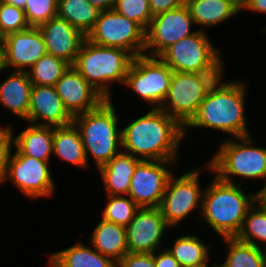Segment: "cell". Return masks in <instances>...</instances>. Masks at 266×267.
<instances>
[{"instance_id":"1","label":"cell","mask_w":266,"mask_h":267,"mask_svg":"<svg viewBox=\"0 0 266 267\" xmlns=\"http://www.w3.org/2000/svg\"><path fill=\"white\" fill-rule=\"evenodd\" d=\"M225 78L220 77L209 88L196 115L184 127V138L195 128L227 133L230 136L226 138L252 135L246 119L248 115L245 106L249 86L245 79Z\"/></svg>"},{"instance_id":"2","label":"cell","mask_w":266,"mask_h":267,"mask_svg":"<svg viewBox=\"0 0 266 267\" xmlns=\"http://www.w3.org/2000/svg\"><path fill=\"white\" fill-rule=\"evenodd\" d=\"M121 127L122 151L141 160L178 161L184 128L160 108Z\"/></svg>"},{"instance_id":"3","label":"cell","mask_w":266,"mask_h":267,"mask_svg":"<svg viewBox=\"0 0 266 267\" xmlns=\"http://www.w3.org/2000/svg\"><path fill=\"white\" fill-rule=\"evenodd\" d=\"M212 179L205 186L200 216L219 238L237 237L259 192H248V186L225 182L216 175Z\"/></svg>"},{"instance_id":"4","label":"cell","mask_w":266,"mask_h":267,"mask_svg":"<svg viewBox=\"0 0 266 267\" xmlns=\"http://www.w3.org/2000/svg\"><path fill=\"white\" fill-rule=\"evenodd\" d=\"M252 135L225 138L216 153H212L203 170L215 174L219 179L233 184H242L236 179H250L254 183L264 182L258 192L266 188V147L255 145ZM214 154V155H213ZM252 179V180H251ZM258 180V181H257ZM262 180V181H261Z\"/></svg>"},{"instance_id":"5","label":"cell","mask_w":266,"mask_h":267,"mask_svg":"<svg viewBox=\"0 0 266 267\" xmlns=\"http://www.w3.org/2000/svg\"><path fill=\"white\" fill-rule=\"evenodd\" d=\"M113 100L106 99L98 108L78 114L72 121L80 132L89 167L94 162L97 170L122 150L120 114Z\"/></svg>"},{"instance_id":"6","label":"cell","mask_w":266,"mask_h":267,"mask_svg":"<svg viewBox=\"0 0 266 267\" xmlns=\"http://www.w3.org/2000/svg\"><path fill=\"white\" fill-rule=\"evenodd\" d=\"M133 59L124 49L99 46L86 38L72 66L106 99H113L112 87L124 85Z\"/></svg>"},{"instance_id":"7","label":"cell","mask_w":266,"mask_h":267,"mask_svg":"<svg viewBox=\"0 0 266 267\" xmlns=\"http://www.w3.org/2000/svg\"><path fill=\"white\" fill-rule=\"evenodd\" d=\"M212 43L208 32L198 30L171 44L158 57L174 72L224 73L226 66L220 47Z\"/></svg>"},{"instance_id":"8","label":"cell","mask_w":266,"mask_h":267,"mask_svg":"<svg viewBox=\"0 0 266 267\" xmlns=\"http://www.w3.org/2000/svg\"><path fill=\"white\" fill-rule=\"evenodd\" d=\"M224 74L173 72L168 94L160 109L184 128L196 115L209 88Z\"/></svg>"},{"instance_id":"9","label":"cell","mask_w":266,"mask_h":267,"mask_svg":"<svg viewBox=\"0 0 266 267\" xmlns=\"http://www.w3.org/2000/svg\"><path fill=\"white\" fill-rule=\"evenodd\" d=\"M201 171L202 166L194 167L179 177L175 172L169 178L159 209L172 230L186 221L194 211L198 210L195 214L201 215L205 190L200 183Z\"/></svg>"},{"instance_id":"10","label":"cell","mask_w":266,"mask_h":267,"mask_svg":"<svg viewBox=\"0 0 266 267\" xmlns=\"http://www.w3.org/2000/svg\"><path fill=\"white\" fill-rule=\"evenodd\" d=\"M173 70L158 56L134 57L123 86L150 108H160L168 94Z\"/></svg>"},{"instance_id":"11","label":"cell","mask_w":266,"mask_h":267,"mask_svg":"<svg viewBox=\"0 0 266 267\" xmlns=\"http://www.w3.org/2000/svg\"><path fill=\"white\" fill-rule=\"evenodd\" d=\"M51 164L12 149L2 184L8 181L29 200L50 198L57 191Z\"/></svg>"},{"instance_id":"12","label":"cell","mask_w":266,"mask_h":267,"mask_svg":"<svg viewBox=\"0 0 266 267\" xmlns=\"http://www.w3.org/2000/svg\"><path fill=\"white\" fill-rule=\"evenodd\" d=\"M87 39L99 46L124 49L134 57L145 51V31L113 9L100 12Z\"/></svg>"},{"instance_id":"13","label":"cell","mask_w":266,"mask_h":267,"mask_svg":"<svg viewBox=\"0 0 266 267\" xmlns=\"http://www.w3.org/2000/svg\"><path fill=\"white\" fill-rule=\"evenodd\" d=\"M179 161L141 160L131 178L128 196L140 207H159ZM171 167V168H170Z\"/></svg>"},{"instance_id":"14","label":"cell","mask_w":266,"mask_h":267,"mask_svg":"<svg viewBox=\"0 0 266 267\" xmlns=\"http://www.w3.org/2000/svg\"><path fill=\"white\" fill-rule=\"evenodd\" d=\"M195 26L186 4L154 16L145 32L144 54L159 56L171 44L195 34Z\"/></svg>"},{"instance_id":"15","label":"cell","mask_w":266,"mask_h":267,"mask_svg":"<svg viewBox=\"0 0 266 267\" xmlns=\"http://www.w3.org/2000/svg\"><path fill=\"white\" fill-rule=\"evenodd\" d=\"M171 229L159 207L139 208L126 226L128 252L154 253L164 248L163 240Z\"/></svg>"},{"instance_id":"16","label":"cell","mask_w":266,"mask_h":267,"mask_svg":"<svg viewBox=\"0 0 266 267\" xmlns=\"http://www.w3.org/2000/svg\"><path fill=\"white\" fill-rule=\"evenodd\" d=\"M3 69L28 71L43 55L46 45L38 27L6 35L1 40Z\"/></svg>"},{"instance_id":"17","label":"cell","mask_w":266,"mask_h":267,"mask_svg":"<svg viewBox=\"0 0 266 267\" xmlns=\"http://www.w3.org/2000/svg\"><path fill=\"white\" fill-rule=\"evenodd\" d=\"M54 87L72 117L94 110L106 100L73 66L68 68Z\"/></svg>"},{"instance_id":"18","label":"cell","mask_w":266,"mask_h":267,"mask_svg":"<svg viewBox=\"0 0 266 267\" xmlns=\"http://www.w3.org/2000/svg\"><path fill=\"white\" fill-rule=\"evenodd\" d=\"M38 29L43 36L47 54L61 58L72 66L87 36L58 16L41 24Z\"/></svg>"},{"instance_id":"19","label":"cell","mask_w":266,"mask_h":267,"mask_svg":"<svg viewBox=\"0 0 266 267\" xmlns=\"http://www.w3.org/2000/svg\"><path fill=\"white\" fill-rule=\"evenodd\" d=\"M72 121L73 117L65 109L54 86L32 85L28 118L24 122L59 127Z\"/></svg>"},{"instance_id":"20","label":"cell","mask_w":266,"mask_h":267,"mask_svg":"<svg viewBox=\"0 0 266 267\" xmlns=\"http://www.w3.org/2000/svg\"><path fill=\"white\" fill-rule=\"evenodd\" d=\"M10 71L0 83V104L13 116L25 121L30 108L32 83L27 71Z\"/></svg>"},{"instance_id":"21","label":"cell","mask_w":266,"mask_h":267,"mask_svg":"<svg viewBox=\"0 0 266 267\" xmlns=\"http://www.w3.org/2000/svg\"><path fill=\"white\" fill-rule=\"evenodd\" d=\"M141 159L120 151L109 162L98 169L105 195H128L130 182L136 165Z\"/></svg>"},{"instance_id":"22","label":"cell","mask_w":266,"mask_h":267,"mask_svg":"<svg viewBox=\"0 0 266 267\" xmlns=\"http://www.w3.org/2000/svg\"><path fill=\"white\" fill-rule=\"evenodd\" d=\"M28 125L18 135L13 131V148L21 154L40 161L51 162L53 155V127Z\"/></svg>"},{"instance_id":"23","label":"cell","mask_w":266,"mask_h":267,"mask_svg":"<svg viewBox=\"0 0 266 267\" xmlns=\"http://www.w3.org/2000/svg\"><path fill=\"white\" fill-rule=\"evenodd\" d=\"M48 255L49 267H117V262L112 258L82 241Z\"/></svg>"},{"instance_id":"24","label":"cell","mask_w":266,"mask_h":267,"mask_svg":"<svg viewBox=\"0 0 266 267\" xmlns=\"http://www.w3.org/2000/svg\"><path fill=\"white\" fill-rule=\"evenodd\" d=\"M191 17L199 31L220 25L242 12L230 0H186ZM206 29V30H205Z\"/></svg>"},{"instance_id":"25","label":"cell","mask_w":266,"mask_h":267,"mask_svg":"<svg viewBox=\"0 0 266 267\" xmlns=\"http://www.w3.org/2000/svg\"><path fill=\"white\" fill-rule=\"evenodd\" d=\"M97 223L87 243L118 263L128 253L126 227L103 219Z\"/></svg>"},{"instance_id":"26","label":"cell","mask_w":266,"mask_h":267,"mask_svg":"<svg viewBox=\"0 0 266 267\" xmlns=\"http://www.w3.org/2000/svg\"><path fill=\"white\" fill-rule=\"evenodd\" d=\"M52 156L63 163L65 161L79 168H89L80 132L73 122L65 126L53 127Z\"/></svg>"},{"instance_id":"27","label":"cell","mask_w":266,"mask_h":267,"mask_svg":"<svg viewBox=\"0 0 266 267\" xmlns=\"http://www.w3.org/2000/svg\"><path fill=\"white\" fill-rule=\"evenodd\" d=\"M173 246L167 247L180 266L199 265L212 257L211 247L203 238L194 234H185L173 239Z\"/></svg>"},{"instance_id":"28","label":"cell","mask_w":266,"mask_h":267,"mask_svg":"<svg viewBox=\"0 0 266 267\" xmlns=\"http://www.w3.org/2000/svg\"><path fill=\"white\" fill-rule=\"evenodd\" d=\"M220 240L224 244L222 248L226 250L225 259L220 262L224 267H264L263 248L243 242L237 237Z\"/></svg>"},{"instance_id":"29","label":"cell","mask_w":266,"mask_h":267,"mask_svg":"<svg viewBox=\"0 0 266 267\" xmlns=\"http://www.w3.org/2000/svg\"><path fill=\"white\" fill-rule=\"evenodd\" d=\"M100 12L87 0H58L57 16L81 30L86 36L95 27Z\"/></svg>"},{"instance_id":"30","label":"cell","mask_w":266,"mask_h":267,"mask_svg":"<svg viewBox=\"0 0 266 267\" xmlns=\"http://www.w3.org/2000/svg\"><path fill=\"white\" fill-rule=\"evenodd\" d=\"M237 238L256 247H266V206L260 199L248 210Z\"/></svg>"},{"instance_id":"31","label":"cell","mask_w":266,"mask_h":267,"mask_svg":"<svg viewBox=\"0 0 266 267\" xmlns=\"http://www.w3.org/2000/svg\"><path fill=\"white\" fill-rule=\"evenodd\" d=\"M70 66L61 58L45 54L27 73L33 85L55 86Z\"/></svg>"},{"instance_id":"32","label":"cell","mask_w":266,"mask_h":267,"mask_svg":"<svg viewBox=\"0 0 266 267\" xmlns=\"http://www.w3.org/2000/svg\"><path fill=\"white\" fill-rule=\"evenodd\" d=\"M101 217L107 222L127 226L140 208L128 195H105Z\"/></svg>"},{"instance_id":"33","label":"cell","mask_w":266,"mask_h":267,"mask_svg":"<svg viewBox=\"0 0 266 267\" xmlns=\"http://www.w3.org/2000/svg\"><path fill=\"white\" fill-rule=\"evenodd\" d=\"M113 10L136 22L145 32L153 18L149 0H116Z\"/></svg>"},{"instance_id":"34","label":"cell","mask_w":266,"mask_h":267,"mask_svg":"<svg viewBox=\"0 0 266 267\" xmlns=\"http://www.w3.org/2000/svg\"><path fill=\"white\" fill-rule=\"evenodd\" d=\"M30 28L23 9L0 0V40L6 35Z\"/></svg>"},{"instance_id":"35","label":"cell","mask_w":266,"mask_h":267,"mask_svg":"<svg viewBox=\"0 0 266 267\" xmlns=\"http://www.w3.org/2000/svg\"><path fill=\"white\" fill-rule=\"evenodd\" d=\"M58 0H27L24 12L30 27H38L57 16Z\"/></svg>"},{"instance_id":"36","label":"cell","mask_w":266,"mask_h":267,"mask_svg":"<svg viewBox=\"0 0 266 267\" xmlns=\"http://www.w3.org/2000/svg\"><path fill=\"white\" fill-rule=\"evenodd\" d=\"M10 125L11 123L4 126L0 124V185H2L8 160L13 149V131Z\"/></svg>"},{"instance_id":"37","label":"cell","mask_w":266,"mask_h":267,"mask_svg":"<svg viewBox=\"0 0 266 267\" xmlns=\"http://www.w3.org/2000/svg\"><path fill=\"white\" fill-rule=\"evenodd\" d=\"M117 267H156L152 253L128 252L118 263Z\"/></svg>"},{"instance_id":"38","label":"cell","mask_w":266,"mask_h":267,"mask_svg":"<svg viewBox=\"0 0 266 267\" xmlns=\"http://www.w3.org/2000/svg\"><path fill=\"white\" fill-rule=\"evenodd\" d=\"M152 16L167 12L185 4L186 0H149Z\"/></svg>"},{"instance_id":"39","label":"cell","mask_w":266,"mask_h":267,"mask_svg":"<svg viewBox=\"0 0 266 267\" xmlns=\"http://www.w3.org/2000/svg\"><path fill=\"white\" fill-rule=\"evenodd\" d=\"M165 246L153 254L156 267H181L178 261L172 256Z\"/></svg>"},{"instance_id":"40","label":"cell","mask_w":266,"mask_h":267,"mask_svg":"<svg viewBox=\"0 0 266 267\" xmlns=\"http://www.w3.org/2000/svg\"><path fill=\"white\" fill-rule=\"evenodd\" d=\"M250 11L253 13L266 14V0H248L242 11Z\"/></svg>"},{"instance_id":"41","label":"cell","mask_w":266,"mask_h":267,"mask_svg":"<svg viewBox=\"0 0 266 267\" xmlns=\"http://www.w3.org/2000/svg\"><path fill=\"white\" fill-rule=\"evenodd\" d=\"M100 11L111 10L115 6L116 0H87Z\"/></svg>"},{"instance_id":"42","label":"cell","mask_w":266,"mask_h":267,"mask_svg":"<svg viewBox=\"0 0 266 267\" xmlns=\"http://www.w3.org/2000/svg\"><path fill=\"white\" fill-rule=\"evenodd\" d=\"M1 1L5 2L6 4L13 5L16 8L23 9V10L27 2V0H1Z\"/></svg>"},{"instance_id":"43","label":"cell","mask_w":266,"mask_h":267,"mask_svg":"<svg viewBox=\"0 0 266 267\" xmlns=\"http://www.w3.org/2000/svg\"><path fill=\"white\" fill-rule=\"evenodd\" d=\"M230 1L242 11V9L246 6L248 0H230Z\"/></svg>"},{"instance_id":"44","label":"cell","mask_w":266,"mask_h":267,"mask_svg":"<svg viewBox=\"0 0 266 267\" xmlns=\"http://www.w3.org/2000/svg\"><path fill=\"white\" fill-rule=\"evenodd\" d=\"M210 259H212V258L210 257L206 262L201 263L199 265H187V266H181V267H212V265L211 266L208 265L210 263V261H212Z\"/></svg>"},{"instance_id":"45","label":"cell","mask_w":266,"mask_h":267,"mask_svg":"<svg viewBox=\"0 0 266 267\" xmlns=\"http://www.w3.org/2000/svg\"><path fill=\"white\" fill-rule=\"evenodd\" d=\"M4 72H7V70L3 69L2 44L0 41V73L3 74Z\"/></svg>"},{"instance_id":"46","label":"cell","mask_w":266,"mask_h":267,"mask_svg":"<svg viewBox=\"0 0 266 267\" xmlns=\"http://www.w3.org/2000/svg\"><path fill=\"white\" fill-rule=\"evenodd\" d=\"M259 199L264 203L266 206V188L259 192Z\"/></svg>"},{"instance_id":"47","label":"cell","mask_w":266,"mask_h":267,"mask_svg":"<svg viewBox=\"0 0 266 267\" xmlns=\"http://www.w3.org/2000/svg\"><path fill=\"white\" fill-rule=\"evenodd\" d=\"M216 261H212L213 262L212 267H224L220 262H218V259Z\"/></svg>"},{"instance_id":"48","label":"cell","mask_w":266,"mask_h":267,"mask_svg":"<svg viewBox=\"0 0 266 267\" xmlns=\"http://www.w3.org/2000/svg\"><path fill=\"white\" fill-rule=\"evenodd\" d=\"M263 255H264V267H266V247L263 248Z\"/></svg>"}]
</instances>
